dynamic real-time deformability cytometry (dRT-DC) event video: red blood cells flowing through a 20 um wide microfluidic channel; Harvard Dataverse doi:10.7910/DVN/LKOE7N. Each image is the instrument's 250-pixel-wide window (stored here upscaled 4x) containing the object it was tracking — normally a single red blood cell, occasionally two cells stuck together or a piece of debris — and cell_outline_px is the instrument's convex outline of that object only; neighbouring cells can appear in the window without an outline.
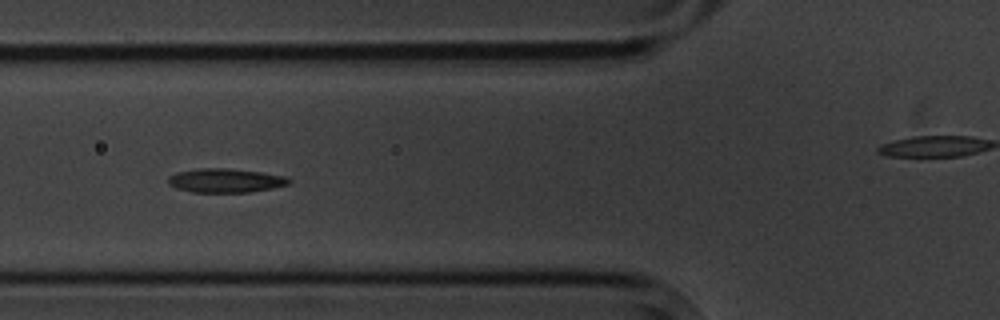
{"species": "common noctule bat (a hibernating species)", "species_latin": "Nyctalus noctula", "temperature_condition": "cold", "stored_images_in_passage": 11, "camera_frame_rate_fps": 3000, "um_per_image_px": 0.085, "animal": {"sex": "male", "body_mass_g": 20.1, "forearm_length_mm": 53.5}, "frame": {"image": 1, "passage_image": 5, "time_ms": 4.667, "image_size_px": [1000, 320], "cell_outline_px": [[292, 180], [288, 184], [272, 188], [248, 192], [192, 192], [176, 188], [168, 184], [168, 176], [176, 172], [200, 168], [224, 168], [260, 172], [288, 176]], "centroid_in_image_um": [19.15, 15.34], "position_along_channel_um": 106.6, "area_um2": 16.88}}
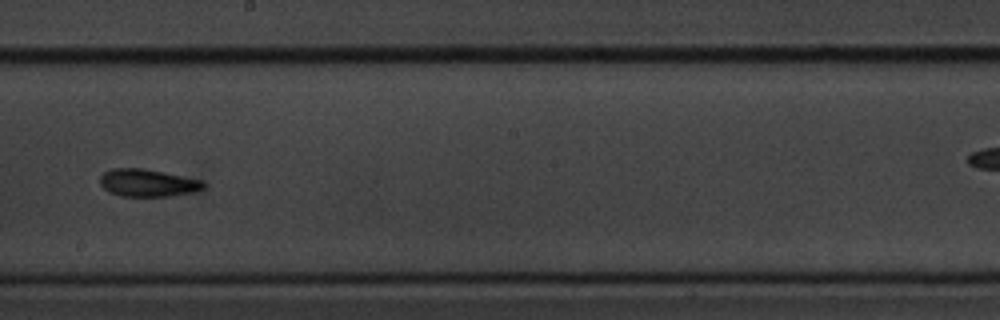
{"frame": {"image": 2, "passage_image": 8, "time_ms": 8.333, "image_size_px": [1000, 320], "cell_outline_px": [[208, 184], [204, 188], [192, 192], [168, 196], [120, 196], [108, 192], [100, 184], [100, 176], [104, 172], [112, 168], [144, 168], [204, 180]], "centroid_in_image_um": [12.57, 15.54], "position_along_channel_um": 235.6, "area_um2": 16.76}}
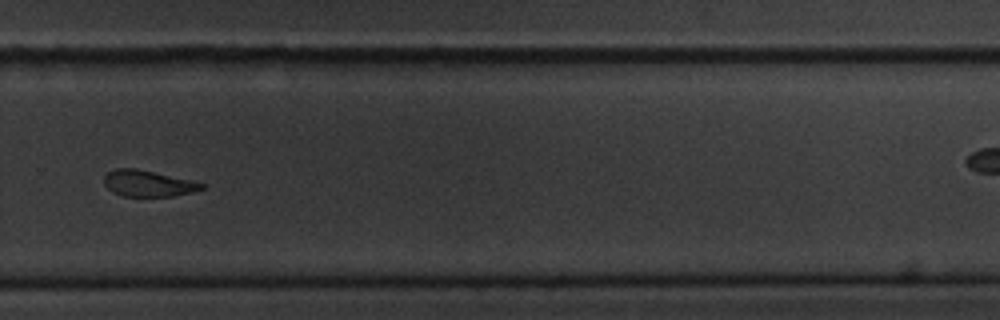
{"frame": {"image": 3, "passage_image": 10, "time_ms": 10.667, "image_size_px": [1000, 320], "cell_outline_px": [[204, 188], [192, 192], [172, 196], [124, 196], [112, 192], [104, 184], [104, 176], [108, 172], [116, 168], [136, 168], [192, 180], [204, 184]], "centroid_in_image_um": [12.57, 15.58], "position_along_channel_um": 317.2, "area_um2": 14.85}}